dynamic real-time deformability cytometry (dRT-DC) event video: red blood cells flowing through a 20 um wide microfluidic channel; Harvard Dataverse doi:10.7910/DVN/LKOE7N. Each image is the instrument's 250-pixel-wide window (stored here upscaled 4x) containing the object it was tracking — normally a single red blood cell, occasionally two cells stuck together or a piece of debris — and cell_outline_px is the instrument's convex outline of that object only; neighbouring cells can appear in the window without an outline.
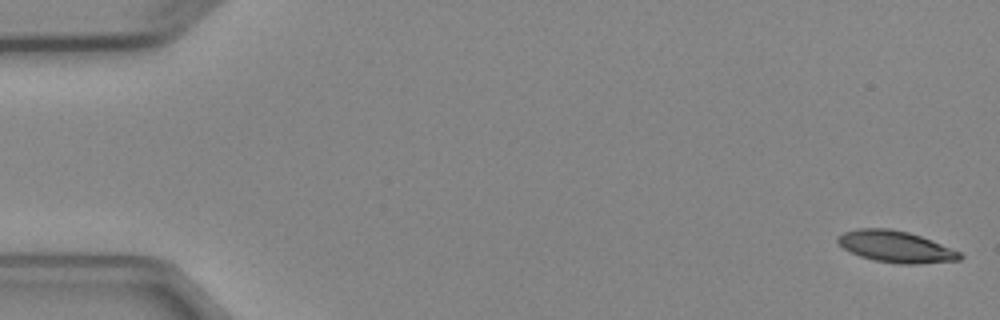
{"species": "Egyptian fruit bat (a non-hibernating species)", "species_latin": "Rousettus aegyptiacus", "temperature_condition": "cold", "stored_images_in_passage": 4, "camera_frame_rate_fps": 3000, "um_per_image_px": 0.085, "animal": {"sex": "female"}, "frame": {"image": 1, "passage_image": 1, "time_ms": 0.0, "image_size_px": [1000, 320], "cell_outline_px": [[964, 256], [960, 260], [916, 264], [900, 264], [876, 260], [860, 256], [844, 248], [836, 240], [836, 236], [844, 232], [856, 228], [888, 228], [908, 232], [932, 240], [952, 248], [960, 252]], "centroid_in_image_um": [76.15, 20.96], "position_along_channel_um": 8.8, "area_um2": 22.37}}
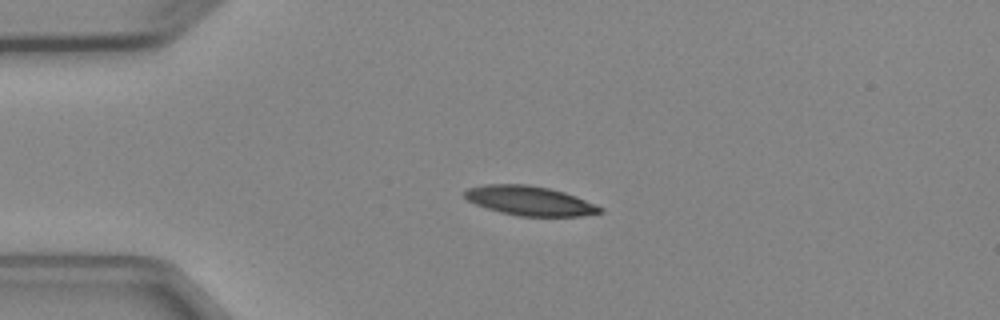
{"frame": {"image": 2, "passage_image": 4, "time_ms": 3.667, "image_size_px": [1000, 320], "cell_outline_px": [[604, 212], [580, 216], [520, 216], [500, 212], [476, 204], [468, 200], [464, 196], [464, 192], [468, 188], [488, 184], [528, 184], [548, 188], [564, 192], [576, 196], [596, 204], [604, 208]], "centroid_in_image_um": [45.07, 17.06], "position_along_channel_um": 39.9, "area_um2": 23.12}}